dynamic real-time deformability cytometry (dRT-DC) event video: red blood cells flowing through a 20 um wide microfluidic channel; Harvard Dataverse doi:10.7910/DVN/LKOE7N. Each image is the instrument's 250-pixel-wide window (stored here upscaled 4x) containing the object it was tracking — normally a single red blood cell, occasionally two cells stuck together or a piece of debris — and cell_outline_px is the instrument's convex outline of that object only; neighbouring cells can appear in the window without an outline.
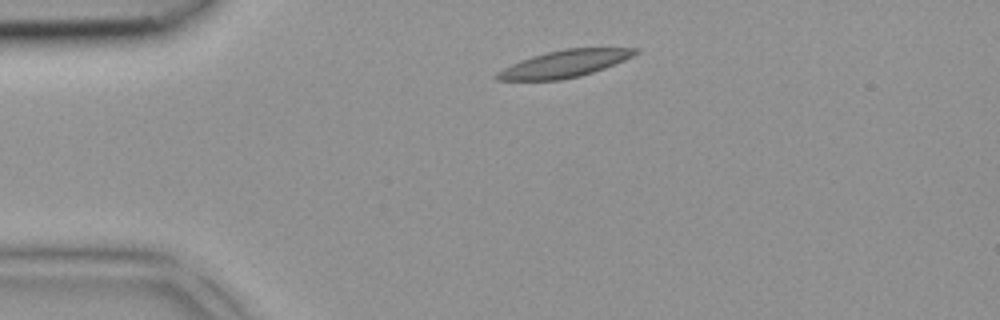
{"species": "common noctule bat (a hibernating species)", "species_latin": "Nyctalus noctula", "temperature_condition": "room temperature", "stored_images_in_passage": 35, "camera_frame_rate_fps": 3000, "um_per_image_px": 0.085, "animal": {"sex": "female", "body_mass_g": 18.4}, "frame": {"image": 1, "passage_image": 1, "time_ms": 0.0, "image_size_px": [1000, 320], "cell_outline_px": [[640, 52], [624, 60], [604, 68], [580, 76], [560, 80], [496, 80], [492, 76], [496, 72], [520, 60], [532, 56], [564, 48], [640, 48]], "centroid_in_image_um": [47.96, 5.42], "position_along_channel_um": 37.0, "area_um2": 21.73}}
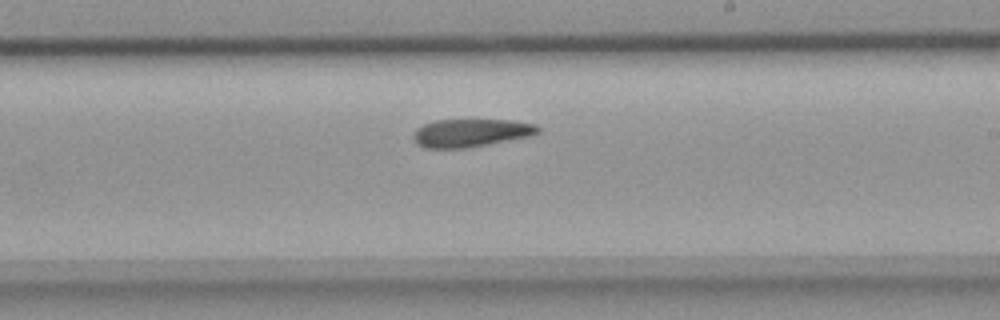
{"frame": {"image": 2, "passage_image": 17, "time_ms": 5.333, "image_size_px": [1000, 320], "cell_outline_px": [[540, 132], [532, 136], [468, 148], [424, 148], [416, 144], [412, 136], [416, 128], [424, 124], [436, 120], [512, 120], [536, 124], [540, 128]], "centroid_in_image_um": [40.03, 11.3], "position_along_channel_um": 249.0, "area_um2": 20.58}}
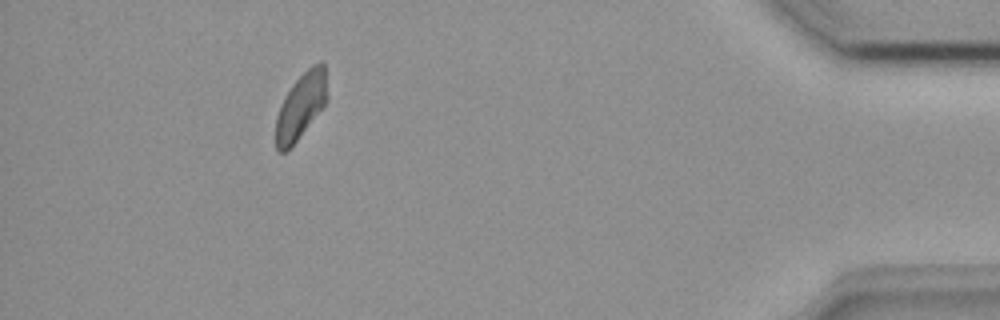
{"frame": {"image": 3, "passage_image": 31, "time_ms": 10.0, "image_size_px": [1000, 320], "cell_outline_px": [[328, 100], [296, 140], [284, 152], [276, 152], [276, 116], [284, 96], [292, 84], [312, 64], [320, 60], [324, 60], [328, 96]], "centroid_in_image_um": [25.59, 8.94], "position_along_channel_um": 409.6, "area_um2": 19.59}}